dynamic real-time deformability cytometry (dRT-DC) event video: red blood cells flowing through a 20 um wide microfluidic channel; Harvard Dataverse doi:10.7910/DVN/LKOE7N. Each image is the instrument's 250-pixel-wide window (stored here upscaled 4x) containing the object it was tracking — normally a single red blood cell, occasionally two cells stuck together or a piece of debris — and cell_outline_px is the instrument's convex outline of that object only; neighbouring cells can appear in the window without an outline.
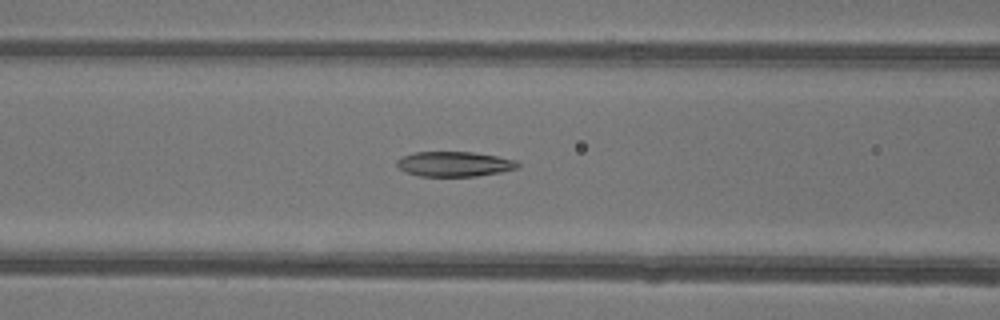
{"species": "common noctule bat (a hibernating species)", "species_latin": "Nyctalus noctula", "temperature_condition": "warm", "stored_images_in_passage": 48, "camera_frame_rate_fps": 3000, "um_per_image_px": 0.085, "animal": {"sex": "female"}, "frame": {"image": 1, "passage_image": 21, "time_ms": 6.667, "image_size_px": [1000, 320], "cell_outline_px": [[520, 168], [500, 172], [476, 176], [420, 176], [408, 172], [400, 168], [396, 164], [396, 160], [404, 156], [416, 152], [472, 152], [496, 156], [516, 160], [520, 164]], "centroid_in_image_um": [38.66, 13.94], "position_along_channel_um": 127.9, "area_um2": 17.46}}
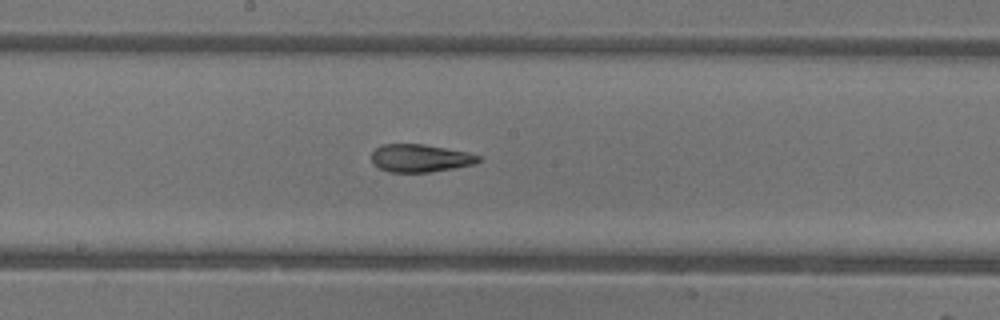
{"frame": {"image": 2, "passage_image": 27, "time_ms": 8.667, "image_size_px": [1000, 320], "cell_outline_px": [[480, 160], [476, 164], [428, 172], [388, 172], [372, 164], [372, 152], [376, 148], [384, 144], [424, 144], [464, 152], [480, 156]], "centroid_in_image_um": [35.68, 13.45], "position_along_channel_um": 212.5, "area_um2": 17.11}}
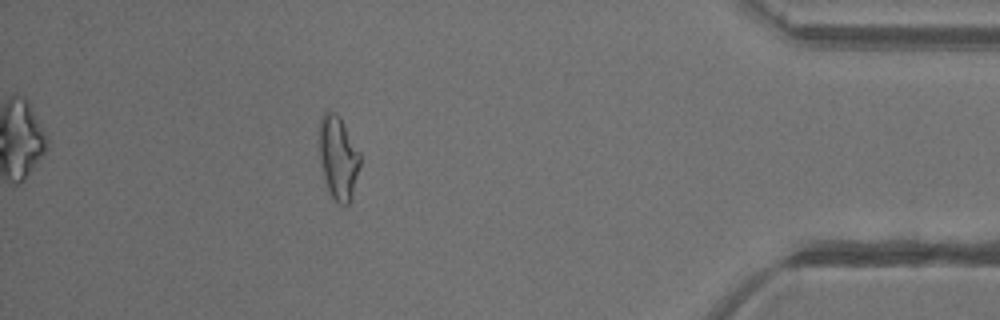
{"frame": {"image": 3, "passage_image": 44, "time_ms": 14.333, "image_size_px": [1000, 320], "cell_outline_px": [[360, 164], [352, 196], [348, 204], [340, 204], [328, 192], [324, 180], [320, 164], [320, 116], [324, 112], [332, 112], [340, 116], [360, 152]], "centroid_in_image_um": [28.75, 13.4], "position_along_channel_um": 406.5, "area_um2": 19.77}}